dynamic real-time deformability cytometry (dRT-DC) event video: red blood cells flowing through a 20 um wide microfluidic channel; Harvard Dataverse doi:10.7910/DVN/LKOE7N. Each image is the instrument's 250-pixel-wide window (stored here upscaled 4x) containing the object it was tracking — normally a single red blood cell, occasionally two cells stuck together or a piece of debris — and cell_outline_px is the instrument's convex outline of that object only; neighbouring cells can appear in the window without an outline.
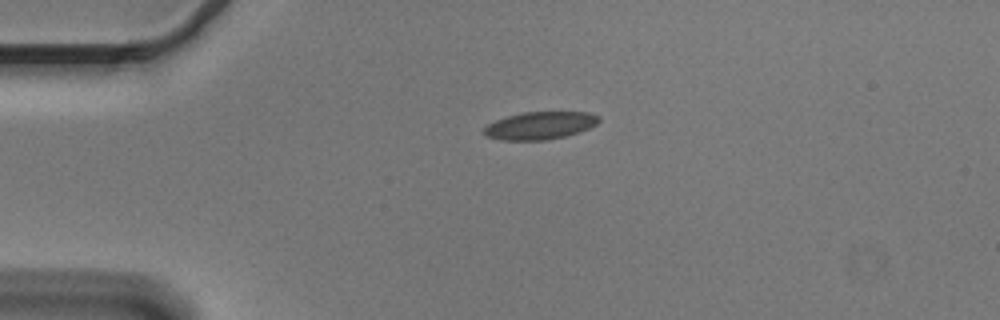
{"species": "Egyptian fruit bat (a non-hibernating species)", "species_latin": "Rousettus aegyptiacus", "temperature_condition": "cold", "stored_images_in_passage": 6, "camera_frame_rate_fps": 3000, "um_per_image_px": 0.085, "animal": {"sex": "male"}, "frame": {"image": 1, "passage_image": 1, "time_ms": 0.0, "image_size_px": [1000, 320], "cell_outline_px": [[600, 120], [596, 124], [580, 132], [548, 140], [500, 140], [484, 136], [484, 128], [488, 124], [496, 120], [508, 116], [524, 112], [588, 112], [600, 116]], "centroid_in_image_um": [45.9, 10.67], "position_along_channel_um": 39.1, "area_um2": 18.5}}